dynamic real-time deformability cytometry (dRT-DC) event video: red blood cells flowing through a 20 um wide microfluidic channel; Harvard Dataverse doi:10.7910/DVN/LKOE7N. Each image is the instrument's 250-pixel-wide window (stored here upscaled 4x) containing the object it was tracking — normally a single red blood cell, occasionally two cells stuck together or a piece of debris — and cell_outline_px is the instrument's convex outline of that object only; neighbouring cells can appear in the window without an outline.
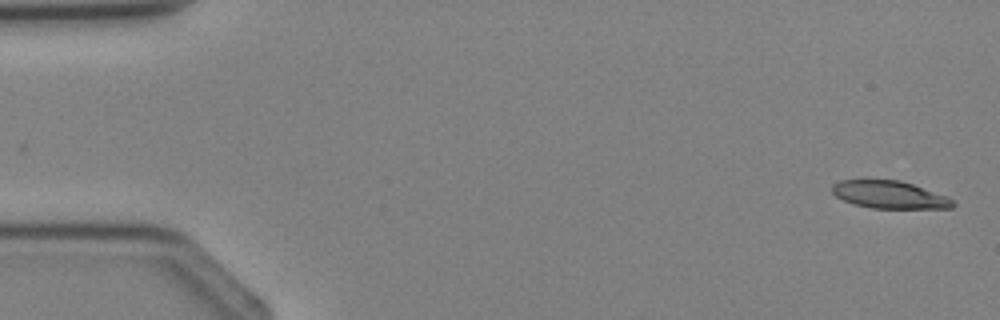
{"species": "Egyptian fruit bat (a non-hibernating species)", "species_latin": "Rousettus aegyptiacus", "temperature_condition": "cold", "stored_images_in_passage": 5, "segment_of_instrument_passage": [1, 2], "camera_frame_rate_fps": 3000, "um_per_image_px": 0.085, "animal": {"sex": "female"}, "frame": {"image": 1, "passage_image": 1, "time_ms": 0.0, "image_size_px": [1000, 320], "cell_outline_px": [[956, 204], [952, 208], [872, 208], [856, 204], [844, 200], [836, 196], [832, 192], [832, 184], [840, 180], [900, 180], [948, 196], [956, 200]], "centroid_in_image_um": [75.66, 16.55], "position_along_channel_um": 9.3, "area_um2": 19.36}}
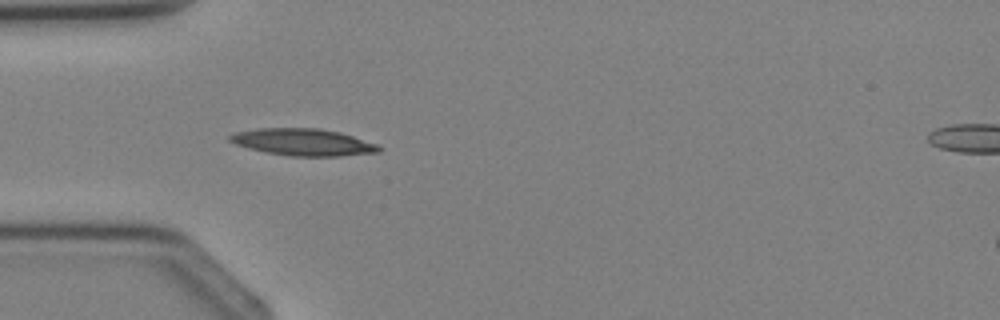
{"frame": {"image": 2, "passage_image": 4, "time_ms": 3.333, "image_size_px": [1000, 320], "cell_outline_px": [[380, 152], [340, 156], [292, 156], [268, 152], [248, 148], [236, 144], [228, 140], [228, 136], [236, 132], [256, 128], [320, 128], [340, 132], [380, 144]], "centroid_in_image_um": [25.8, 12.07], "position_along_channel_um": 59.2, "area_um2": 23.47}}